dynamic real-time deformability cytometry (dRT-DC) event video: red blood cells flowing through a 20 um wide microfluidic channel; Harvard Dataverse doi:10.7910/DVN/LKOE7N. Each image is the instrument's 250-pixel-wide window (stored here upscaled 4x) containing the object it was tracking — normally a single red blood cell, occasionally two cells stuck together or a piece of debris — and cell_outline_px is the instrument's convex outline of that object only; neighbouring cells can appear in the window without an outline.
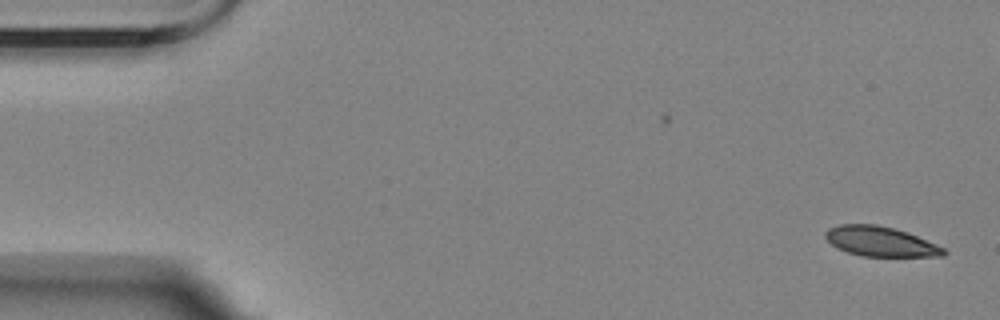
{"species": "Egyptian fruit bat (a non-hibernating species)", "species_latin": "Rousettus aegyptiacus", "temperature_condition": "room temperature", "stored_images_in_passage": 2, "camera_frame_rate_fps": 3000, "um_per_image_px": 0.085, "animal": {"sex": "female"}, "frame": {"image": 1, "passage_image": 2, "time_ms": 1.333, "image_size_px": [1000, 320], "cell_outline_px": [[948, 252], [944, 256], [864, 256], [848, 252], [832, 244], [824, 236], [824, 232], [828, 228], [840, 224], [876, 224], [908, 232], [936, 244], [944, 248]], "centroid_in_image_um": [74.85, 20.52], "position_along_channel_um": 10.2, "area_um2": 20.4}}